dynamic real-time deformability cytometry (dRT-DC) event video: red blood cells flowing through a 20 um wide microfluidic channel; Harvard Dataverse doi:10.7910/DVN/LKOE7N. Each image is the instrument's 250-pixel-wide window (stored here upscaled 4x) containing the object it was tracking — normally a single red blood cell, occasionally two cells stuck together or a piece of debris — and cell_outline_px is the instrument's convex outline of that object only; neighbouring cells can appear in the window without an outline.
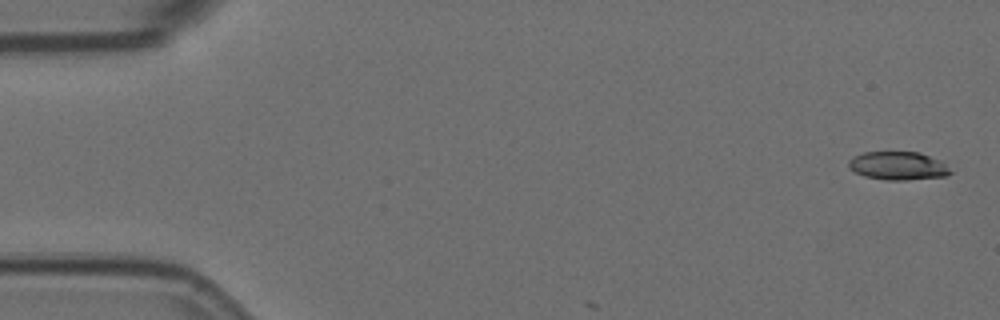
{"species": "Egyptian fruit bat (a non-hibernating species)", "species_latin": "Rousettus aegyptiacus", "temperature_condition": "room temperature", "stored_images_in_passage": 3, "camera_frame_rate_fps": 3000, "um_per_image_px": 0.085, "animal": {"sex": "female"}, "frame": {"image": 1, "passage_image": 1, "time_ms": 0.0, "image_size_px": [1000, 320], "cell_outline_px": [[952, 172], [948, 176], [908, 180], [888, 180], [864, 176], [848, 168], [848, 160], [852, 156], [864, 152], [920, 152], [940, 160]], "centroid_in_image_um": [76.31, 14.09], "position_along_channel_um": 8.7, "area_um2": 16.88}}